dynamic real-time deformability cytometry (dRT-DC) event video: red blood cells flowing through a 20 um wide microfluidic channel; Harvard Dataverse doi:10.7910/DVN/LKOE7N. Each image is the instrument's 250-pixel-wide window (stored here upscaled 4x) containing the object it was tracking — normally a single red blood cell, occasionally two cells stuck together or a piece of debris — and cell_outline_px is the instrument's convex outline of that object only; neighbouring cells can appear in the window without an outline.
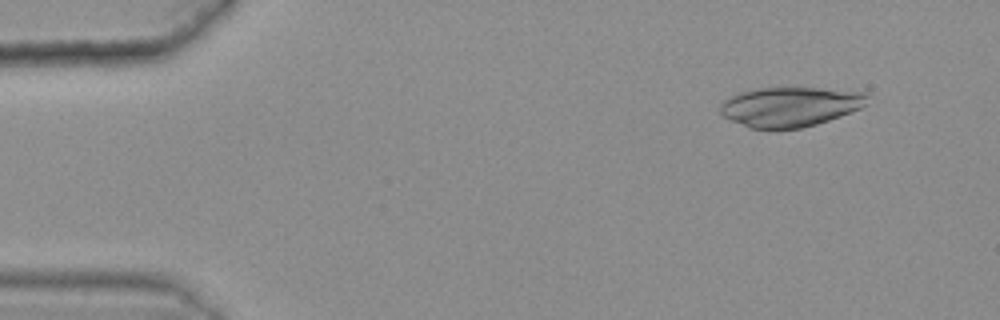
{"species": "common noctule bat (a hibernating species)", "species_latin": "Nyctalus noctula", "temperature_condition": "warm", "stored_images_in_passage": 49, "camera_frame_rate_fps": 3000, "um_per_image_px": 0.085, "animal": {"sex": "female", "body_mass_g": 25.1}, "frame": {"image": 1, "passage_image": 5, "time_ms": 1.333, "image_size_px": [1000, 320], "cell_outline_px": [[868, 104], [860, 108], [840, 116], [816, 124], [800, 128], [776, 132], [748, 128], [724, 116], [720, 112], [720, 104], [728, 96], [740, 92], [756, 88], [820, 88], [868, 92]], "centroid_in_image_um": [67.14, 9.09], "position_along_channel_um": 17.9, "area_um2": 34.74}}